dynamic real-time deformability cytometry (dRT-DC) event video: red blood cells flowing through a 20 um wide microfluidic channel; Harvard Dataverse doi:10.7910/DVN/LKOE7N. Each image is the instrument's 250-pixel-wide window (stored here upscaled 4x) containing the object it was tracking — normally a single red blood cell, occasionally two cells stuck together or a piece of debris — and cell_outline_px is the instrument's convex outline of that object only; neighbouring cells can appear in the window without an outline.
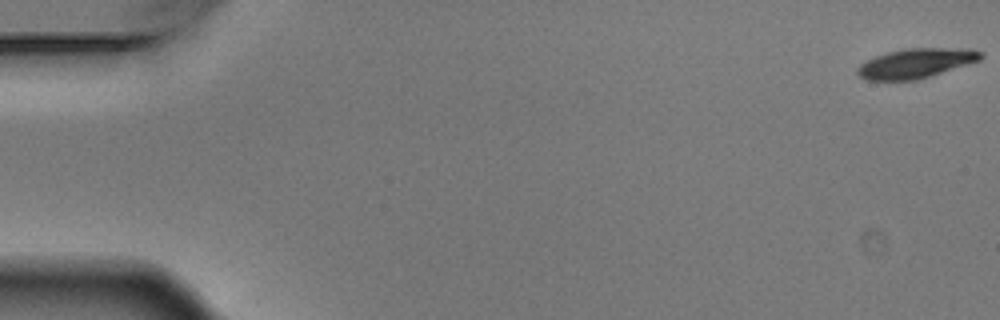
{"species": "Egyptian fruit bat (a non-hibernating species)", "species_latin": "Rousettus aegyptiacus", "temperature_condition": "warm", "stored_images_in_passage": 5, "segment_of_instrument_passage": [2, 2], "camera_frame_rate_fps": 3000, "um_per_image_px": 0.085, "animal": {"sex": "male"}, "frame": {"image": 1, "passage_image": 5, "time_ms": 1.333, "image_size_px": [1000, 320], "cell_outline_px": [[984, 56], [980, 60], [916, 80], [868, 80], [860, 76], [856, 72], [860, 64], [876, 56], [888, 52], [904, 48], [972, 48], [984, 52]], "centroid_in_image_um": [77.9, 5.36], "position_along_channel_um": 7.1, "area_um2": 21.15}}